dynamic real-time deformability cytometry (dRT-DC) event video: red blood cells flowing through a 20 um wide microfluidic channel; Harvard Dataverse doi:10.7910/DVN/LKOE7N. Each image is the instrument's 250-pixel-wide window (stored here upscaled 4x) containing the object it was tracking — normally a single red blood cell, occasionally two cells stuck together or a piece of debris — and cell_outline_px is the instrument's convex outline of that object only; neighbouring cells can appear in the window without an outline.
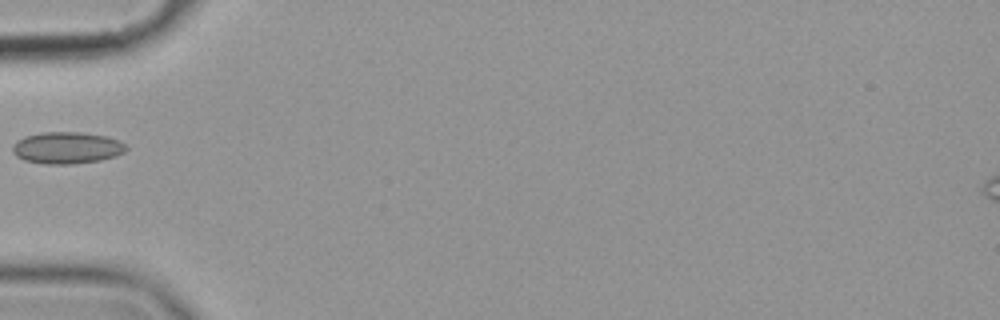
{"species": "common noctule bat (a hibernating species)", "species_latin": "Nyctalus noctula", "temperature_condition": "cold", "stored_images_in_passage": 32, "camera_frame_rate_fps": 3000, "um_per_image_px": 0.085, "animal": {"sex": "female", "body_mass_g": 19.9}, "frame": {"image": 1, "passage_image": 1, "time_ms": 0.0, "image_size_px": [1000, 320], "cell_outline_px": [[128, 148], [124, 152], [100, 160], [72, 164], [48, 164], [24, 160], [16, 156], [12, 152], [12, 148], [24, 136], [44, 132], [80, 132], [108, 136], [120, 140]], "centroid_in_image_um": [5.7, 12.56], "position_along_channel_um": 79.3, "area_um2": 20.87}}
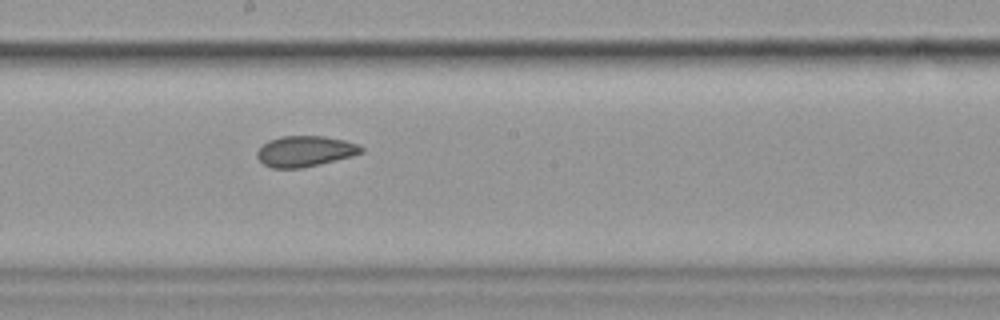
{"frame": {"image": 2, "passage_image": 13, "time_ms": 4.0, "image_size_px": [1000, 320], "cell_outline_px": [[364, 152], [352, 156], [300, 168], [272, 168], [264, 164], [256, 156], [256, 152], [268, 140], [280, 136], [324, 136], [344, 140], [356, 144], [364, 148]], "centroid_in_image_um": [25.92, 12.85], "position_along_channel_um": 222.3, "area_um2": 18.5}}
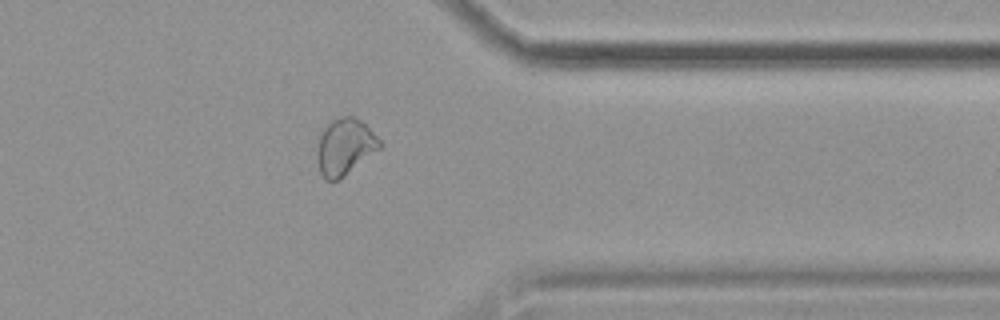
{"frame": {"image": 3, "passage_image": 27, "time_ms": 8.667, "image_size_px": [1000, 320], "cell_outline_px": [[380, 148], [340, 180], [328, 180], [320, 172], [316, 152], [320, 136], [324, 128], [332, 120], [344, 116], [356, 116], [380, 140]], "centroid_in_image_um": [29.3, 12.48], "position_along_channel_um": 382.1, "area_um2": 20.23}}